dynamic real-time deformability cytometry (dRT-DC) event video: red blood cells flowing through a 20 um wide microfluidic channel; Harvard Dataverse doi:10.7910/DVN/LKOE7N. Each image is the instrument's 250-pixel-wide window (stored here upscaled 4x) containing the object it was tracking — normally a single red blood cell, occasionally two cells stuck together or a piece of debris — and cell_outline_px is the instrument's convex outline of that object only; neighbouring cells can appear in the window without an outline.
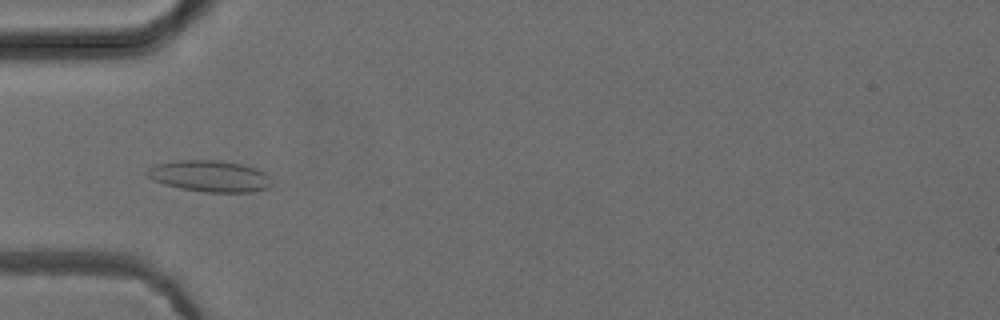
{"species": "common noctule bat (a hibernating species)", "species_latin": "Nyctalus noctula", "temperature_condition": "cold", "stored_images_in_passage": 51, "camera_frame_rate_fps": 3000, "um_per_image_px": 0.085, "animal": {"sex": "female", "body_mass_g": 24.6, "forearm_length_mm": 56.2}, "frame": {"image": 1, "passage_image": 16, "time_ms": 5.0, "image_size_px": [1000, 320], "cell_outline_px": [[272, 184], [268, 188], [252, 192], [204, 192], [180, 188], [164, 184], [152, 180], [144, 172], [148, 168], [156, 164], [176, 160], [220, 160], [240, 164], [256, 168], [264, 172], [272, 180]], "centroid_in_image_um": [17.82, 14.97], "position_along_channel_um": 67.2, "area_um2": 22.95}}
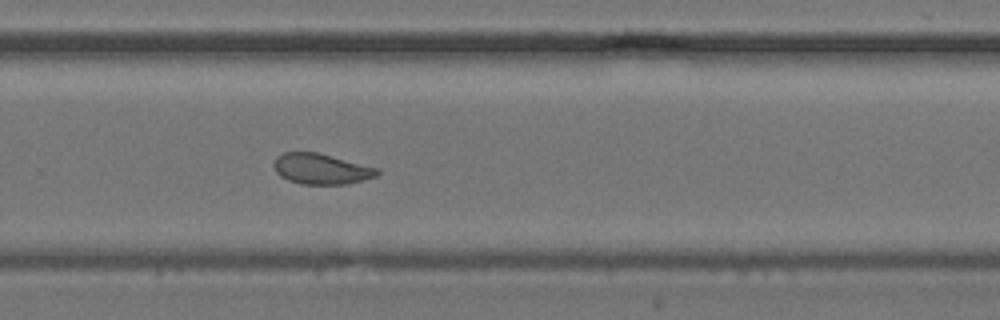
{"frame": {"image": 2, "passage_image": 34, "time_ms": 11.0, "image_size_px": [1000, 320], "cell_outline_px": [[380, 172], [376, 176], [348, 184], [300, 184], [288, 180], [280, 176], [276, 172], [272, 164], [276, 156], [284, 152], [316, 152], [380, 168]], "centroid_in_image_um": [27.29, 14.35], "position_along_channel_um": 302.5, "area_um2": 18.55}}
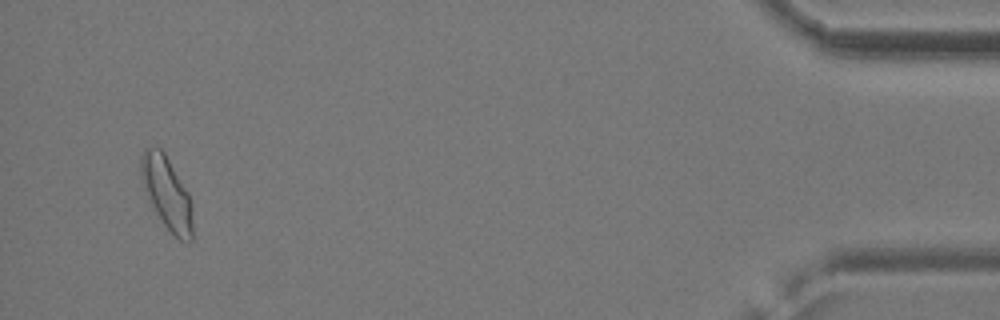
{"frame": {"image": 3, "passage_image": 49, "time_ms": 16.0, "image_size_px": [1000, 320], "cell_outline_px": [[192, 240], [188, 244], [180, 240], [164, 224], [156, 212], [144, 188], [140, 176], [140, 156], [144, 148], [160, 148], [164, 152], [188, 192], [192, 208]], "centroid_in_image_um": [14.18, 16.4], "position_along_channel_um": 421.0, "area_um2": 21.56}, "authors_computed_cell_mechanics": {"area_um2": 19.7676, "velocity_mm_per_s": 3.9269, "shape_relaxation_time_tau1_ms": null, "shape_relaxation_time_tau2_ms": 2.2471, "deformation_change_tau1": null, "deformation_change_tau2": 0.0785}}